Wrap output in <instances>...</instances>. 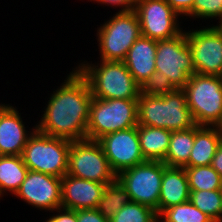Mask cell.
Instances as JSON below:
<instances>
[{
	"label": "cell",
	"mask_w": 222,
	"mask_h": 222,
	"mask_svg": "<svg viewBox=\"0 0 222 222\" xmlns=\"http://www.w3.org/2000/svg\"><path fill=\"white\" fill-rule=\"evenodd\" d=\"M190 19H199L197 21H204L208 23V20L213 23V20L217 22V24H209V25H220L222 24V0H195L193 9L191 12L185 17V20ZM197 18V19H196Z\"/></svg>",
	"instance_id": "cell-28"
},
{
	"label": "cell",
	"mask_w": 222,
	"mask_h": 222,
	"mask_svg": "<svg viewBox=\"0 0 222 222\" xmlns=\"http://www.w3.org/2000/svg\"><path fill=\"white\" fill-rule=\"evenodd\" d=\"M70 147V140L52 137L36 129L21 156L28 170L62 178L67 174Z\"/></svg>",
	"instance_id": "cell-7"
},
{
	"label": "cell",
	"mask_w": 222,
	"mask_h": 222,
	"mask_svg": "<svg viewBox=\"0 0 222 222\" xmlns=\"http://www.w3.org/2000/svg\"><path fill=\"white\" fill-rule=\"evenodd\" d=\"M221 143L222 127L196 125L195 140L188 163L184 167L211 165L212 159Z\"/></svg>",
	"instance_id": "cell-19"
},
{
	"label": "cell",
	"mask_w": 222,
	"mask_h": 222,
	"mask_svg": "<svg viewBox=\"0 0 222 222\" xmlns=\"http://www.w3.org/2000/svg\"><path fill=\"white\" fill-rule=\"evenodd\" d=\"M211 166L218 172L222 177V143L217 148V151L212 159Z\"/></svg>",
	"instance_id": "cell-34"
},
{
	"label": "cell",
	"mask_w": 222,
	"mask_h": 222,
	"mask_svg": "<svg viewBox=\"0 0 222 222\" xmlns=\"http://www.w3.org/2000/svg\"><path fill=\"white\" fill-rule=\"evenodd\" d=\"M71 68L48 96L36 129L52 137L85 140L93 96L87 80L74 66Z\"/></svg>",
	"instance_id": "cell-1"
},
{
	"label": "cell",
	"mask_w": 222,
	"mask_h": 222,
	"mask_svg": "<svg viewBox=\"0 0 222 222\" xmlns=\"http://www.w3.org/2000/svg\"><path fill=\"white\" fill-rule=\"evenodd\" d=\"M97 3L100 6H103L104 8L107 6V8L111 9H118L117 12H126L130 10H134L136 6L137 0H88L87 2ZM103 4V5H102Z\"/></svg>",
	"instance_id": "cell-31"
},
{
	"label": "cell",
	"mask_w": 222,
	"mask_h": 222,
	"mask_svg": "<svg viewBox=\"0 0 222 222\" xmlns=\"http://www.w3.org/2000/svg\"><path fill=\"white\" fill-rule=\"evenodd\" d=\"M137 103L138 125L169 131L186 130L196 126L183 89H176L162 96L141 93Z\"/></svg>",
	"instance_id": "cell-3"
},
{
	"label": "cell",
	"mask_w": 222,
	"mask_h": 222,
	"mask_svg": "<svg viewBox=\"0 0 222 222\" xmlns=\"http://www.w3.org/2000/svg\"><path fill=\"white\" fill-rule=\"evenodd\" d=\"M196 27L185 28L196 73L222 77V24Z\"/></svg>",
	"instance_id": "cell-10"
},
{
	"label": "cell",
	"mask_w": 222,
	"mask_h": 222,
	"mask_svg": "<svg viewBox=\"0 0 222 222\" xmlns=\"http://www.w3.org/2000/svg\"><path fill=\"white\" fill-rule=\"evenodd\" d=\"M190 190L184 167L164 168L158 204V216L172 206L189 201Z\"/></svg>",
	"instance_id": "cell-18"
},
{
	"label": "cell",
	"mask_w": 222,
	"mask_h": 222,
	"mask_svg": "<svg viewBox=\"0 0 222 222\" xmlns=\"http://www.w3.org/2000/svg\"><path fill=\"white\" fill-rule=\"evenodd\" d=\"M176 89L165 74L155 71L141 86V93L148 96H162Z\"/></svg>",
	"instance_id": "cell-29"
},
{
	"label": "cell",
	"mask_w": 222,
	"mask_h": 222,
	"mask_svg": "<svg viewBox=\"0 0 222 222\" xmlns=\"http://www.w3.org/2000/svg\"><path fill=\"white\" fill-rule=\"evenodd\" d=\"M14 197L41 212L61 208V178L28 170Z\"/></svg>",
	"instance_id": "cell-13"
},
{
	"label": "cell",
	"mask_w": 222,
	"mask_h": 222,
	"mask_svg": "<svg viewBox=\"0 0 222 222\" xmlns=\"http://www.w3.org/2000/svg\"><path fill=\"white\" fill-rule=\"evenodd\" d=\"M77 222H110L96 208L77 210Z\"/></svg>",
	"instance_id": "cell-32"
},
{
	"label": "cell",
	"mask_w": 222,
	"mask_h": 222,
	"mask_svg": "<svg viewBox=\"0 0 222 222\" xmlns=\"http://www.w3.org/2000/svg\"><path fill=\"white\" fill-rule=\"evenodd\" d=\"M110 222H158V215L148 206L131 202L115 213Z\"/></svg>",
	"instance_id": "cell-27"
},
{
	"label": "cell",
	"mask_w": 222,
	"mask_h": 222,
	"mask_svg": "<svg viewBox=\"0 0 222 222\" xmlns=\"http://www.w3.org/2000/svg\"><path fill=\"white\" fill-rule=\"evenodd\" d=\"M98 142L116 175L146 161L140 149L138 126L106 134Z\"/></svg>",
	"instance_id": "cell-14"
},
{
	"label": "cell",
	"mask_w": 222,
	"mask_h": 222,
	"mask_svg": "<svg viewBox=\"0 0 222 222\" xmlns=\"http://www.w3.org/2000/svg\"><path fill=\"white\" fill-rule=\"evenodd\" d=\"M174 11L184 19L191 10L193 9V5L195 0H165Z\"/></svg>",
	"instance_id": "cell-33"
},
{
	"label": "cell",
	"mask_w": 222,
	"mask_h": 222,
	"mask_svg": "<svg viewBox=\"0 0 222 222\" xmlns=\"http://www.w3.org/2000/svg\"><path fill=\"white\" fill-rule=\"evenodd\" d=\"M134 10L139 18L141 35L145 37L170 39L184 30L182 18L165 0H137Z\"/></svg>",
	"instance_id": "cell-12"
},
{
	"label": "cell",
	"mask_w": 222,
	"mask_h": 222,
	"mask_svg": "<svg viewBox=\"0 0 222 222\" xmlns=\"http://www.w3.org/2000/svg\"><path fill=\"white\" fill-rule=\"evenodd\" d=\"M158 222H214L209 216L200 211L190 201L165 209L159 216Z\"/></svg>",
	"instance_id": "cell-26"
},
{
	"label": "cell",
	"mask_w": 222,
	"mask_h": 222,
	"mask_svg": "<svg viewBox=\"0 0 222 222\" xmlns=\"http://www.w3.org/2000/svg\"><path fill=\"white\" fill-rule=\"evenodd\" d=\"M156 49L157 40L141 35L130 47L123 61L140 86L156 71Z\"/></svg>",
	"instance_id": "cell-17"
},
{
	"label": "cell",
	"mask_w": 222,
	"mask_h": 222,
	"mask_svg": "<svg viewBox=\"0 0 222 222\" xmlns=\"http://www.w3.org/2000/svg\"><path fill=\"white\" fill-rule=\"evenodd\" d=\"M96 31L99 56L106 61H124L128 50L141 36L140 23L135 10L114 12Z\"/></svg>",
	"instance_id": "cell-4"
},
{
	"label": "cell",
	"mask_w": 222,
	"mask_h": 222,
	"mask_svg": "<svg viewBox=\"0 0 222 222\" xmlns=\"http://www.w3.org/2000/svg\"><path fill=\"white\" fill-rule=\"evenodd\" d=\"M189 190H218L222 189V177L211 166L184 167Z\"/></svg>",
	"instance_id": "cell-25"
},
{
	"label": "cell",
	"mask_w": 222,
	"mask_h": 222,
	"mask_svg": "<svg viewBox=\"0 0 222 222\" xmlns=\"http://www.w3.org/2000/svg\"><path fill=\"white\" fill-rule=\"evenodd\" d=\"M67 174L107 185L114 183L117 177L101 144L88 139L71 141Z\"/></svg>",
	"instance_id": "cell-8"
},
{
	"label": "cell",
	"mask_w": 222,
	"mask_h": 222,
	"mask_svg": "<svg viewBox=\"0 0 222 222\" xmlns=\"http://www.w3.org/2000/svg\"><path fill=\"white\" fill-rule=\"evenodd\" d=\"M171 132L164 128L138 125L140 149L145 160H164L169 149Z\"/></svg>",
	"instance_id": "cell-20"
},
{
	"label": "cell",
	"mask_w": 222,
	"mask_h": 222,
	"mask_svg": "<svg viewBox=\"0 0 222 222\" xmlns=\"http://www.w3.org/2000/svg\"><path fill=\"white\" fill-rule=\"evenodd\" d=\"M183 91L196 125L222 127V77L195 73Z\"/></svg>",
	"instance_id": "cell-6"
},
{
	"label": "cell",
	"mask_w": 222,
	"mask_h": 222,
	"mask_svg": "<svg viewBox=\"0 0 222 222\" xmlns=\"http://www.w3.org/2000/svg\"><path fill=\"white\" fill-rule=\"evenodd\" d=\"M18 109L11 103H0V155L21 156L28 139L36 130V123L32 128L25 125V117Z\"/></svg>",
	"instance_id": "cell-15"
},
{
	"label": "cell",
	"mask_w": 222,
	"mask_h": 222,
	"mask_svg": "<svg viewBox=\"0 0 222 222\" xmlns=\"http://www.w3.org/2000/svg\"><path fill=\"white\" fill-rule=\"evenodd\" d=\"M27 172L22 156L0 155V200L15 195Z\"/></svg>",
	"instance_id": "cell-21"
},
{
	"label": "cell",
	"mask_w": 222,
	"mask_h": 222,
	"mask_svg": "<svg viewBox=\"0 0 222 222\" xmlns=\"http://www.w3.org/2000/svg\"><path fill=\"white\" fill-rule=\"evenodd\" d=\"M155 68L165 74L177 89H183L196 73L185 29L177 36L157 40Z\"/></svg>",
	"instance_id": "cell-11"
},
{
	"label": "cell",
	"mask_w": 222,
	"mask_h": 222,
	"mask_svg": "<svg viewBox=\"0 0 222 222\" xmlns=\"http://www.w3.org/2000/svg\"><path fill=\"white\" fill-rule=\"evenodd\" d=\"M194 140L195 127L172 131L169 149L162 162L170 167H184L188 163Z\"/></svg>",
	"instance_id": "cell-22"
},
{
	"label": "cell",
	"mask_w": 222,
	"mask_h": 222,
	"mask_svg": "<svg viewBox=\"0 0 222 222\" xmlns=\"http://www.w3.org/2000/svg\"><path fill=\"white\" fill-rule=\"evenodd\" d=\"M137 100L93 97L86 139L98 141L106 134L138 126Z\"/></svg>",
	"instance_id": "cell-5"
},
{
	"label": "cell",
	"mask_w": 222,
	"mask_h": 222,
	"mask_svg": "<svg viewBox=\"0 0 222 222\" xmlns=\"http://www.w3.org/2000/svg\"><path fill=\"white\" fill-rule=\"evenodd\" d=\"M130 194L116 180L106 185L96 209L107 219H111L125 204L131 203Z\"/></svg>",
	"instance_id": "cell-23"
},
{
	"label": "cell",
	"mask_w": 222,
	"mask_h": 222,
	"mask_svg": "<svg viewBox=\"0 0 222 222\" xmlns=\"http://www.w3.org/2000/svg\"><path fill=\"white\" fill-rule=\"evenodd\" d=\"M106 185L65 174L61 178V207L74 211L96 208Z\"/></svg>",
	"instance_id": "cell-16"
},
{
	"label": "cell",
	"mask_w": 222,
	"mask_h": 222,
	"mask_svg": "<svg viewBox=\"0 0 222 222\" xmlns=\"http://www.w3.org/2000/svg\"><path fill=\"white\" fill-rule=\"evenodd\" d=\"M162 161H149L120 172L116 180L130 194L132 202L148 206L158 215V204L164 168Z\"/></svg>",
	"instance_id": "cell-9"
},
{
	"label": "cell",
	"mask_w": 222,
	"mask_h": 222,
	"mask_svg": "<svg viewBox=\"0 0 222 222\" xmlns=\"http://www.w3.org/2000/svg\"><path fill=\"white\" fill-rule=\"evenodd\" d=\"M53 213L45 217V221L43 222H77V211L66 209V208H58L52 212ZM56 213V214H55Z\"/></svg>",
	"instance_id": "cell-30"
},
{
	"label": "cell",
	"mask_w": 222,
	"mask_h": 222,
	"mask_svg": "<svg viewBox=\"0 0 222 222\" xmlns=\"http://www.w3.org/2000/svg\"><path fill=\"white\" fill-rule=\"evenodd\" d=\"M74 67L87 80L91 94L99 99H138L141 86L123 61L80 60ZM80 62V63H79Z\"/></svg>",
	"instance_id": "cell-2"
},
{
	"label": "cell",
	"mask_w": 222,
	"mask_h": 222,
	"mask_svg": "<svg viewBox=\"0 0 222 222\" xmlns=\"http://www.w3.org/2000/svg\"><path fill=\"white\" fill-rule=\"evenodd\" d=\"M189 201L214 222H222V189L190 190Z\"/></svg>",
	"instance_id": "cell-24"
}]
</instances>
